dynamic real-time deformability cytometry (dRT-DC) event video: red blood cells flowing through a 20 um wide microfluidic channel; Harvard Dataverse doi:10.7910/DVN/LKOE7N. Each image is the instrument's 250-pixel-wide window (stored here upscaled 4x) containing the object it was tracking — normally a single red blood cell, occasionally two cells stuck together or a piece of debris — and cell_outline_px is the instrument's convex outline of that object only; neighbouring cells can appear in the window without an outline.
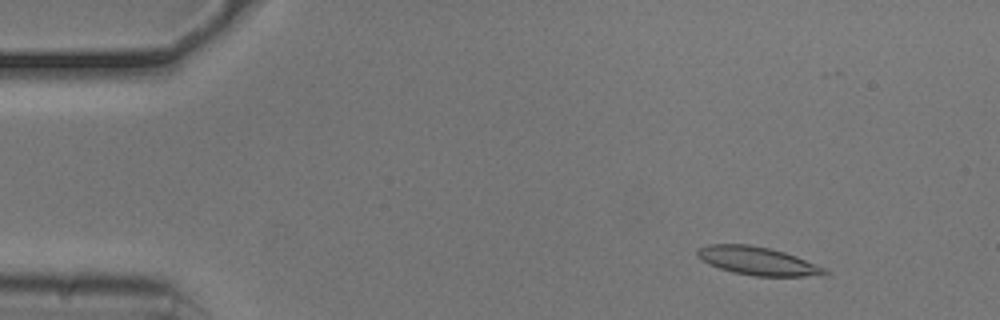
{"species": "common noctule bat (a hibernating species)", "species_latin": "Nyctalus noctula", "temperature_condition": "cold", "stored_images_in_passage": 54, "camera_frame_rate_fps": 3000, "um_per_image_px": 0.085, "animal": {"sex": "male", "body_mass_g": 20.5, "forearm_length_mm": 52.5}, "frame": {"image": 1, "passage_image": 7, "time_ms": 2.0, "image_size_px": [1000, 320], "cell_outline_px": [[828, 272], [824, 276], [756, 276], [732, 272], [708, 264], [700, 260], [696, 256], [696, 252], [700, 248], [708, 244], [748, 244], [768, 248], [784, 252], [796, 256], [824, 268]], "centroid_in_image_um": [64.36, 22.18], "position_along_channel_um": 20.6, "area_um2": 20.87}}
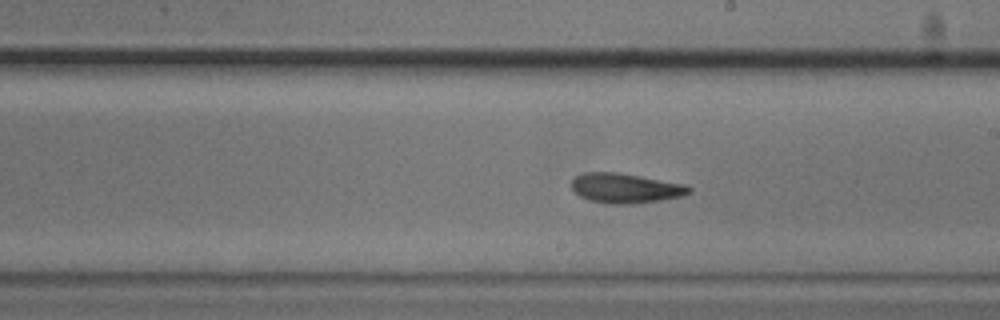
{"frame": {"image": 2, "passage_image": 31, "time_ms": 10.0, "image_size_px": [1000, 320], "cell_outline_px": [[692, 192], [684, 196], [660, 200], [632, 204], [608, 204], [588, 200], [580, 196], [572, 188], [572, 180], [576, 176], [584, 172], [616, 172], [640, 176], [684, 184], [692, 188]], "centroid_in_image_um": [53.17, 16.0], "position_along_channel_um": 235.8, "area_um2": 20.4}}
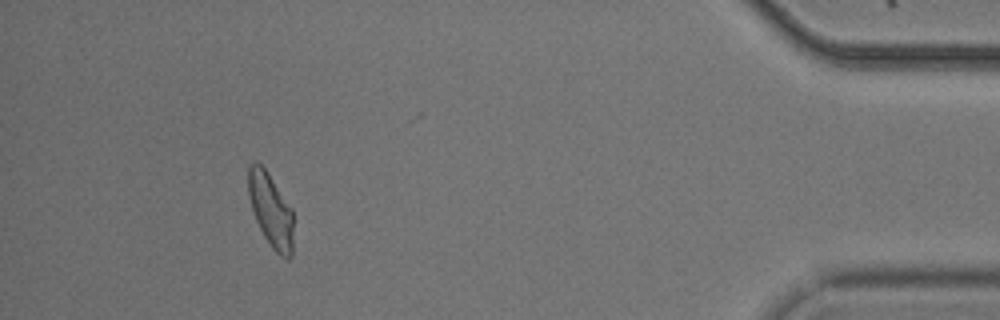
{"frame": {"image": 3, "passage_image": 50, "time_ms": 16.333, "image_size_px": [1000, 320], "cell_outline_px": [[292, 256], [288, 260], [280, 256], [272, 248], [264, 236], [256, 220], [248, 196], [248, 164], [252, 160], [256, 160], [268, 172], [292, 208]], "centroid_in_image_um": [23.0, 17.83], "position_along_channel_um": 412.2, "area_um2": 19.48}, "authors_computed_cell_mechanics": {"area_um2": 20.3745, "velocity_mm_per_s": 3.7361, "shape_relaxation_time_tau1_ms": 3.5446, "shape_relaxation_time_tau2_ms": 6.1113, "deformation_change_tau1": 0.1299, "deformation_change_tau2": 0.1233}}